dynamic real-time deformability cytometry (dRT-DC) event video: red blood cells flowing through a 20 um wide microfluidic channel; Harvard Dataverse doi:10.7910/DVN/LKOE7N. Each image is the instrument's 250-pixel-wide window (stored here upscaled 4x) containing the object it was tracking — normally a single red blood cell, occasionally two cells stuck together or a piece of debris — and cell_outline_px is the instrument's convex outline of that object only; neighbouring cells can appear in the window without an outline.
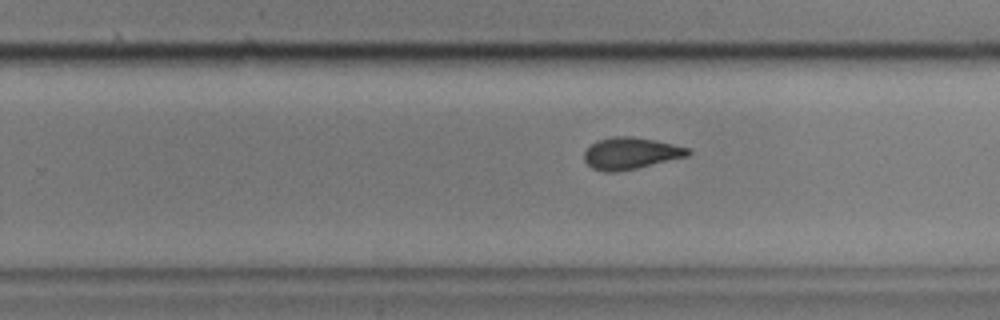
{"species": "common noctule bat (a hibernating species)", "species_latin": "Nyctalus noctula", "temperature_condition": "cold", "stored_images_in_passage": 28, "camera_frame_rate_fps": 3000, "um_per_image_px": 0.085, "animal": {"sex": "male", "body_mass_g": 17.9, "forearm_length_mm": 54.2}, "frame": {"image": 1, "passage_image": 19, "time_ms": 6.0, "image_size_px": [1000, 320], "cell_outline_px": [[692, 152], [688, 156], [636, 168], [616, 172], [604, 172], [592, 168], [584, 160], [584, 152], [596, 140], [612, 136], [632, 136], [656, 140], [688, 148]], "centroid_in_image_um": [53.59, 13.02], "position_along_channel_um": 276.2, "area_um2": 19.19}}
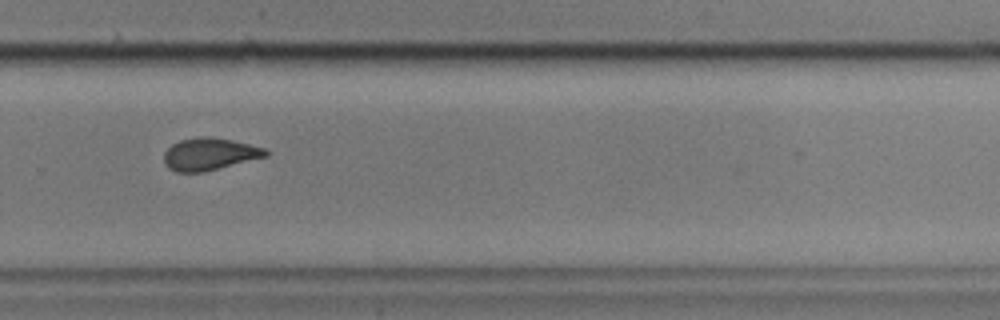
{"frame": {"image": 2, "passage_image": 22, "time_ms": 7.0, "image_size_px": [1000, 320], "cell_outline_px": [[268, 156], [204, 172], [176, 172], [168, 168], [164, 160], [164, 152], [172, 144], [180, 140], [196, 136], [208, 136], [232, 140], [268, 148]], "centroid_in_image_um": [17.82, 13.09], "position_along_channel_um": 312.0, "area_um2": 19.31}}
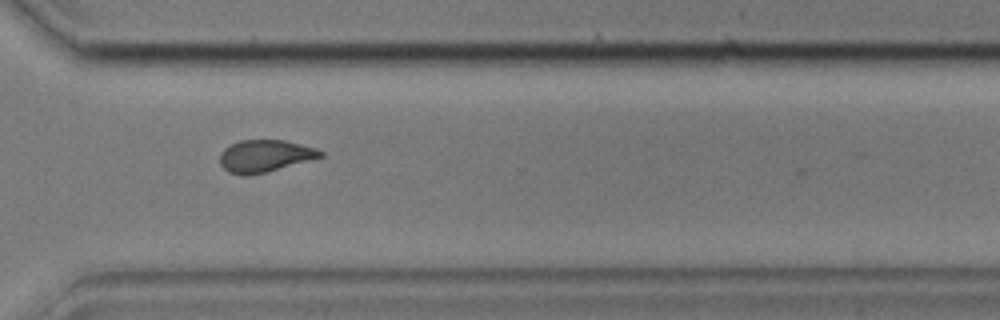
{"frame": {"image": 3, "passage_image": 25, "time_ms": 8.0, "image_size_px": [1000, 320], "cell_outline_px": [[324, 156], [264, 172], [248, 176], [240, 176], [228, 172], [220, 164], [220, 152], [224, 148], [240, 140], [284, 140], [316, 148], [324, 152]], "centroid_in_image_um": [22.48, 13.26], "position_along_channel_um": 348.1, "area_um2": 18.73}}